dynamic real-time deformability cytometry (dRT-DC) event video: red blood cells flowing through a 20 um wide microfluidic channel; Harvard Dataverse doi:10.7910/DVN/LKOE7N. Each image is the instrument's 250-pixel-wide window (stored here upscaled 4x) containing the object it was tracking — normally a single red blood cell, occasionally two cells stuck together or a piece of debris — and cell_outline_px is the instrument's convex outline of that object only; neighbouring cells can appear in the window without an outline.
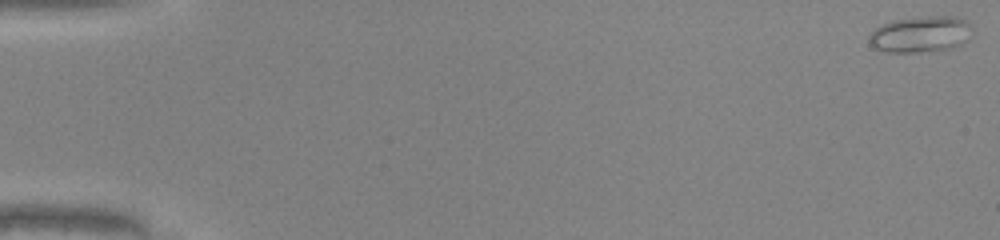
{"species": "common noctule bat (a hibernating species)", "species_latin": "Nyctalus noctula", "temperature_condition": "warm", "stored_images_in_passage": 50, "camera_frame_rate_fps": 3000, "um_per_image_px": 0.085, "animal": {"sex": "male", "body_mass_g": 20.0, "forearm_length_mm": 53.3}, "frame": {"image": 1, "passage_image": 1, "time_ms": 0.0, "image_size_px": [1000, 240], "cell_outline_px": [[972, 28], [968, 40], [964, 44], [956, 48], [916, 52], [884, 52], [868, 44], [868, 36], [880, 24], [892, 20], [932, 16], [956, 16], [968, 20]], "centroid_in_image_um": [78.27, 2.91], "position_along_channel_um": 6.7, "area_um2": 22.14}}
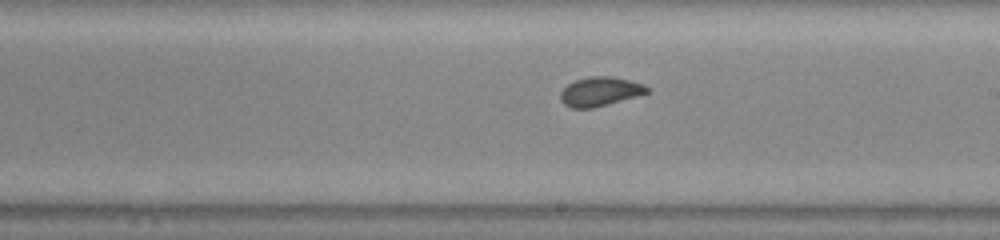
{"frame": {"image": 2, "passage_image": 30, "time_ms": 9.667, "image_size_px": [1000, 240], "cell_outline_px": [[652, 92], [608, 104], [592, 108], [572, 108], [564, 104], [560, 100], [560, 92], [568, 84], [576, 80], [588, 76], [612, 76], [644, 84]], "centroid_in_image_um": [51.01, 7.78], "position_along_channel_um": 238.0, "area_um2": 14.74}}
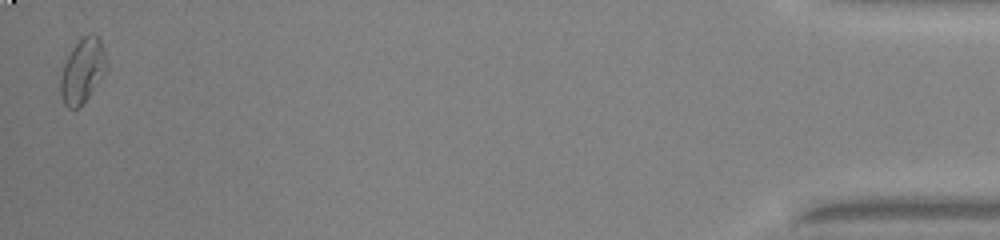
{"frame": {"image": 3, "passage_image": 50, "time_ms": 16.333, "image_size_px": [1000, 240], "cell_outline_px": [[108, 68], [80, 108], [68, 108], [64, 104], [60, 92], [60, 76], [64, 64], [72, 48], [84, 36], [96, 36], [100, 40], [104, 52]], "centroid_in_image_um": [7.0, 6.07], "position_along_channel_um": 428.2, "area_um2": 16.88}, "authors_computed_cell_mechanics": {"area_um2": 15.5482, "velocity_mm_per_s": 4.1574, "shape_relaxation_time_tau1_ms": 2.8097, "shape_relaxation_time_tau2_ms": 0.689, "deformation_change_tau1": 0.103, "deformation_change_tau2": 0.0482}}